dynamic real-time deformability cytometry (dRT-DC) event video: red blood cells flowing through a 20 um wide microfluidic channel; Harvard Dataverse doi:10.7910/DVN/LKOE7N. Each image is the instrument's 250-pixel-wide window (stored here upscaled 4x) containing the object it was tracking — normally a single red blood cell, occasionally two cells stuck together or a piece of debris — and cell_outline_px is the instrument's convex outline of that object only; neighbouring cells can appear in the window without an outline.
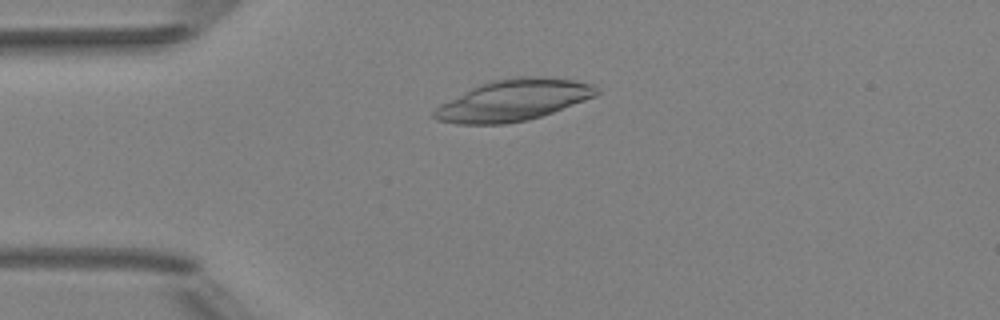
{"species": "Egyptian fruit bat (a non-hibernating species)", "species_latin": "Rousettus aegyptiacus", "temperature_condition": "room temperature", "stored_images_in_passage": 7, "camera_frame_rate_fps": 3000, "um_per_image_px": 0.085, "animal": {"sex": "female"}, "frame": {"image": 1, "passage_image": 4, "time_ms": 3.667, "image_size_px": [1000, 320], "cell_outline_px": [[600, 92], [596, 96], [552, 112], [528, 120], [504, 124], [456, 124], [436, 120], [432, 116], [432, 112], [440, 104], [480, 84], [492, 80], [516, 76], [544, 76], [576, 80], [592, 84], [600, 88]], "centroid_in_image_um": [43.65, 8.51], "position_along_channel_um": 41.4, "area_um2": 39.19}}
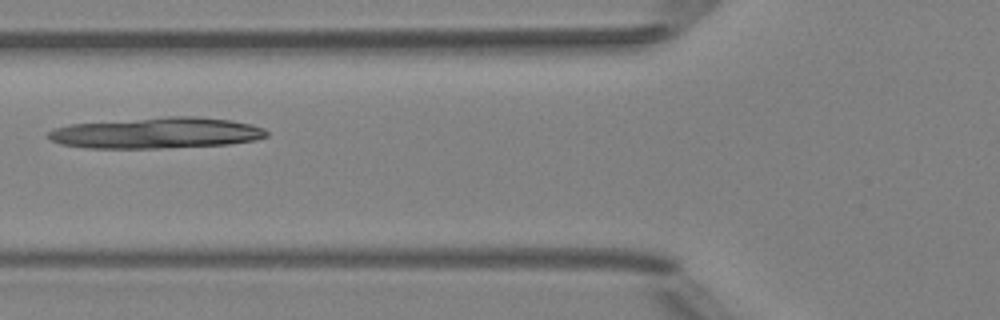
{"frame": {"image": 2, "passage_image": 6, "time_ms": 6.0, "image_size_px": [1000, 320], "cell_outline_px": [[268, 136], [256, 140], [228, 144], [156, 148], [84, 148], [60, 144], [52, 140], [48, 136], [48, 132], [56, 128], [72, 124], [168, 116], [196, 116], [232, 120], [252, 124], [264, 128], [268, 132]], "centroid_in_image_um": [13.35, 11.3], "position_along_channel_um": 112.4, "area_um2": 39.36}}
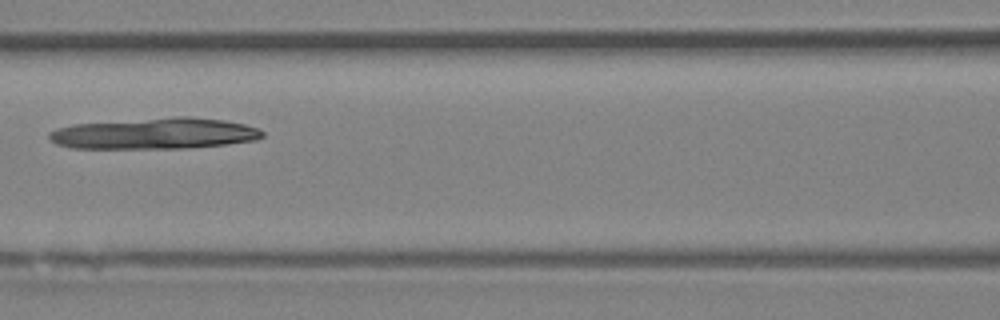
{"frame": {"image": 3, "passage_image": 7, "time_ms": 7.0, "image_size_px": [1000, 320], "cell_outline_px": [[264, 136], [256, 140], [228, 144], [188, 148], [72, 148], [56, 144], [48, 140], [48, 132], [56, 128], [72, 124], [176, 116], [188, 116], [224, 120], [244, 124], [256, 128], [264, 132]], "centroid_in_image_um": [13.11, 11.34], "position_along_channel_um": 153.5, "area_um2": 38.96}}